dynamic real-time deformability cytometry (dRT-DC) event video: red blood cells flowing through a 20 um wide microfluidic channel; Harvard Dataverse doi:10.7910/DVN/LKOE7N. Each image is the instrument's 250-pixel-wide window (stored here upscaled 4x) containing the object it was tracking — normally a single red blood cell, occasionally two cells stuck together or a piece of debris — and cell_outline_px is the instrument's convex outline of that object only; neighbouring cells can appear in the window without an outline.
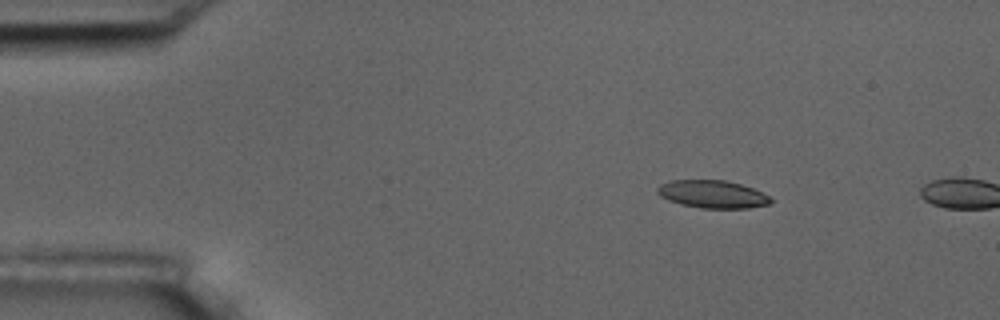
{"species": "common noctule bat (a hibernating species)", "species_latin": "Nyctalus noctula", "temperature_condition": "room temperature", "stored_images_in_passage": 4, "camera_frame_rate_fps": 3000, "um_per_image_px": 0.085, "animal": {"sex": "male", "body_mass_g": 17.5, "forearm_length_mm": 52.3}, "frame": {"image": 1, "passage_image": 3, "time_ms": 2.333, "image_size_px": [1000, 320], "cell_outline_px": [[772, 200], [768, 204], [748, 208], [700, 208], [680, 204], [668, 200], [660, 196], [656, 192], [656, 188], [660, 184], [668, 180], [724, 180], [740, 184], [752, 188], [768, 196]], "centroid_in_image_um": [60.49, 16.5], "position_along_channel_um": 24.5, "area_um2": 18.26}}